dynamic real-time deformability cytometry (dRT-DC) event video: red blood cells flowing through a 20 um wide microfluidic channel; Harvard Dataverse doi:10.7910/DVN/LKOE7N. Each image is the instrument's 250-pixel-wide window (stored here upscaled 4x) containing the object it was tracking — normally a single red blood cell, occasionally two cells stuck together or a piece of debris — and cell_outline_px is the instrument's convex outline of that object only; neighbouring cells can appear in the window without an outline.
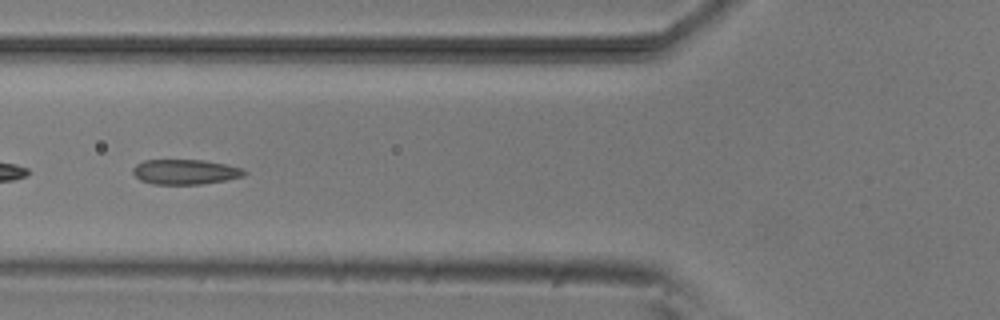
{"species": "common noctule bat (a hibernating species)", "species_latin": "Nyctalus noctula", "temperature_condition": "room temperature", "stored_images_in_passage": 53, "segment_of_instrument_passage": [2, 2], "camera_frame_rate_fps": 3000, "um_per_image_px": 0.085, "animal": {"sex": "male", "body_mass_g": 20.5, "forearm_length_mm": 52.5}, "frame": {"image": 1, "passage_image": 20, "time_ms": 6.333, "image_size_px": [1000, 320], "cell_outline_px": [[248, 172], [244, 176], [224, 180], [200, 184], [152, 184], [140, 180], [132, 172], [132, 168], [136, 164], [144, 160], [204, 160], [228, 164], [244, 168]], "centroid_in_image_um": [15.76, 14.6], "position_along_channel_um": 110.0, "area_um2": 16.36}}
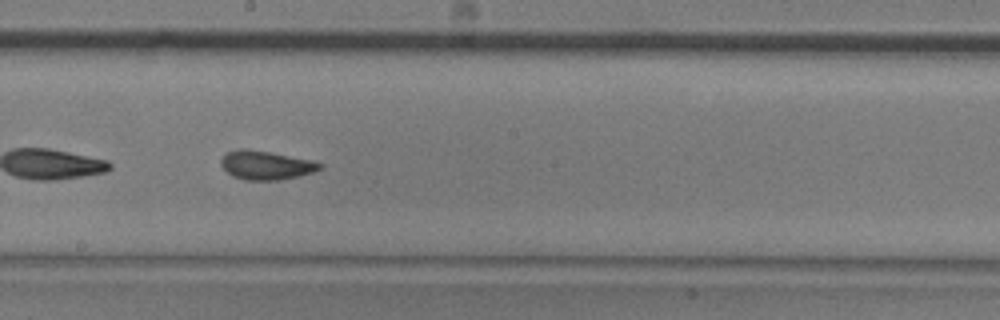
{"frame": {"image": 2, "passage_image": 29, "time_ms": 9.333, "image_size_px": [1000, 320], "cell_outline_px": [[324, 168], [312, 172], [280, 180], [244, 180], [232, 176], [220, 164], [220, 160], [224, 152], [240, 148], [244, 148], [268, 152], [312, 160], [324, 164]], "centroid_in_image_um": [22.58, 14.03], "position_along_channel_um": 225.6, "area_um2": 16.65}}
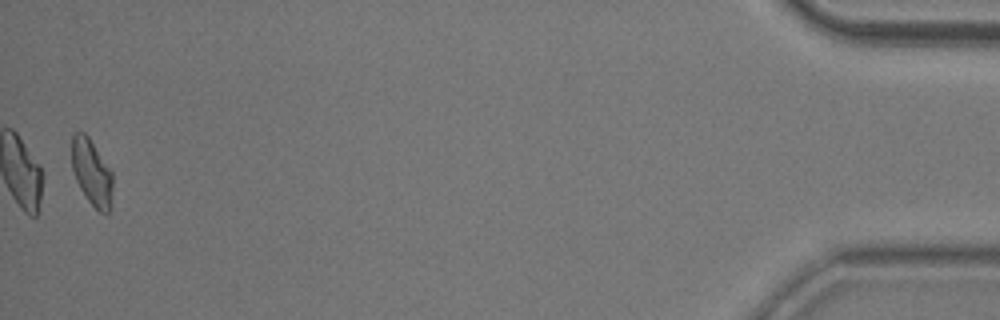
{"frame": {"image": 3, "passage_image": 52, "time_ms": 17.0, "image_size_px": [1000, 320], "cell_outline_px": [[112, 188], [108, 212], [100, 212], [88, 200], [80, 188], [76, 180], [72, 168], [72, 136], [76, 132], [84, 132], [88, 136], [112, 172]], "centroid_in_image_um": [7.78, 14.62], "position_along_channel_um": 427.4, "area_um2": 15.37}}